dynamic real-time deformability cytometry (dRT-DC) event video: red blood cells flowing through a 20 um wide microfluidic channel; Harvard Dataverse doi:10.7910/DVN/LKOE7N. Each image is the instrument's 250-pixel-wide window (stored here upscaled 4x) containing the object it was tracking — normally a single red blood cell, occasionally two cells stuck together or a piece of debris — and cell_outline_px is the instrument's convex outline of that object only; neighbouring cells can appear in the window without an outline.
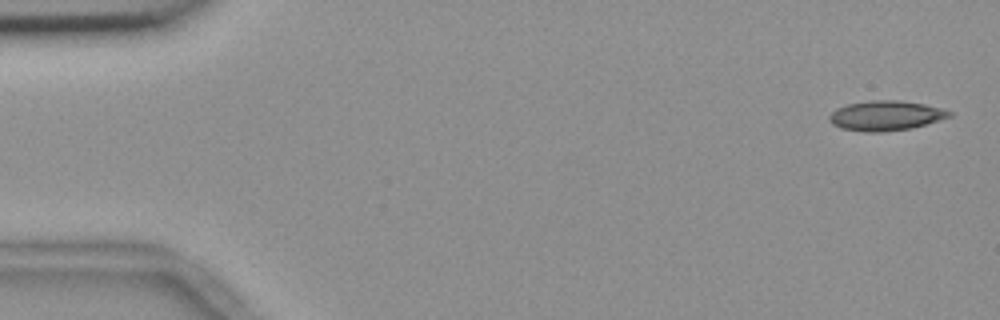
{"species": "common noctule bat (a hibernating species)", "species_latin": "Nyctalus noctula", "temperature_condition": "room temperature", "stored_images_in_passage": 55, "camera_frame_rate_fps": 3000, "um_per_image_px": 0.085, "animal": {"sex": "female", "body_mass_g": 18.4}, "frame": {"image": 1, "passage_image": 2, "time_ms": 0.333, "image_size_px": [1000, 320], "cell_outline_px": [[952, 116], [912, 128], [884, 132], [868, 132], [840, 128], [832, 124], [828, 120], [828, 116], [836, 108], [848, 104], [868, 100], [900, 100], [924, 104], [940, 108], [952, 112]], "centroid_in_image_um": [75.26, 9.83], "position_along_channel_um": 9.7, "area_um2": 20.92}}
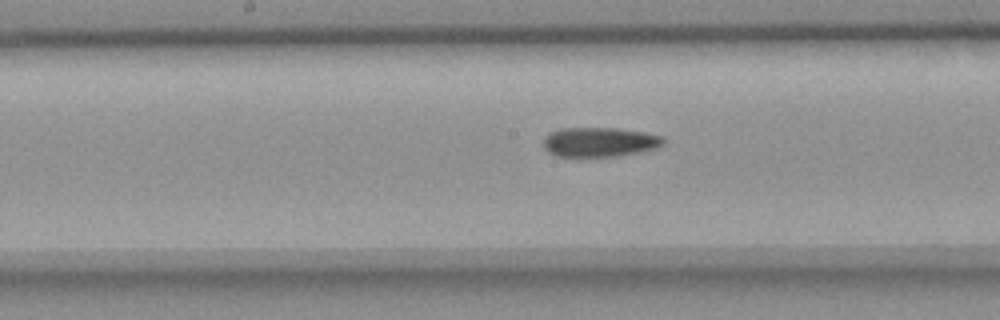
{"frame": {"image": 2, "passage_image": 28, "time_ms": 9.0, "image_size_px": [1000, 320], "cell_outline_px": [[664, 144], [656, 148], [640, 152], [616, 156], [556, 156], [548, 152], [544, 148], [544, 140], [552, 132], [560, 128], [616, 128], [644, 132], [660, 136], [664, 140]], "centroid_in_image_um": [50.97, 12.07], "position_along_channel_um": 197.2, "area_um2": 20.4}}
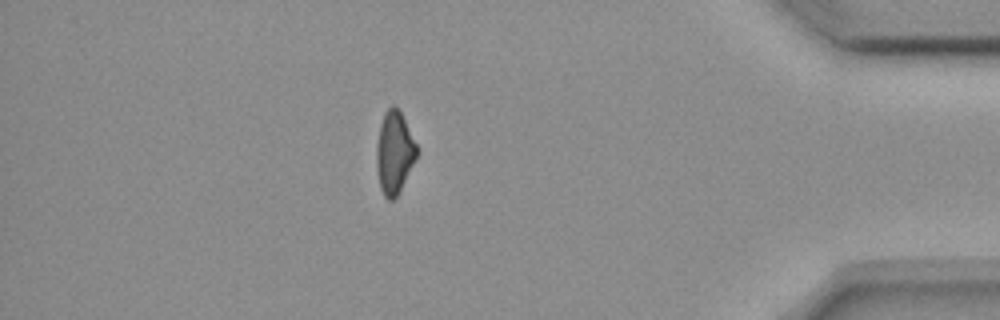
{"frame": {"image": 3, "passage_image": 48, "time_ms": 15.667, "image_size_px": [1000, 320], "cell_outline_px": [[420, 152], [416, 160], [396, 196], [392, 200], [388, 200], [384, 196], [380, 188], [376, 164], [376, 144], [380, 124], [384, 112], [392, 104], [400, 112], [420, 148]], "centroid_in_image_um": [33.54, 12.95], "position_along_channel_um": 401.7, "area_um2": 19.54}}